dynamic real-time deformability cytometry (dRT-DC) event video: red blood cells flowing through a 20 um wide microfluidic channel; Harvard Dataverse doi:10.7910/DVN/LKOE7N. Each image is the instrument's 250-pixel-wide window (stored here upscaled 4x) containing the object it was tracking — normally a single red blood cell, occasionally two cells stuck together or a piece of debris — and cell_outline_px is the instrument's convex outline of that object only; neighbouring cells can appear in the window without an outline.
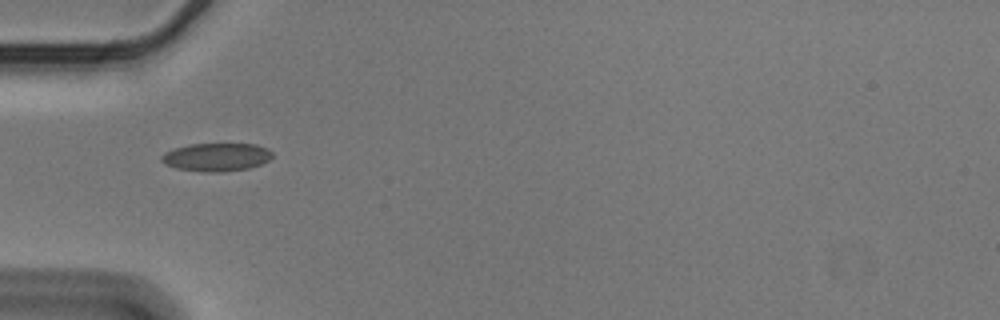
{"species": "Egyptian fruit bat (a non-hibernating species)", "species_latin": "Rousettus aegyptiacus", "temperature_condition": "cold", "stored_images_in_passage": 39, "camera_frame_rate_fps": 3000, "um_per_image_px": 0.085, "animal": {"sex": "male"}, "frame": {"image": 1, "passage_image": 1, "time_ms": 0.0, "image_size_px": [1000, 320], "cell_outline_px": [[272, 156], [268, 160], [260, 164], [248, 168], [224, 172], [204, 172], [176, 168], [164, 164], [160, 160], [160, 156], [164, 152], [176, 148], [192, 144], [256, 144], [268, 148], [272, 152]], "centroid_in_image_um": [18.38, 13.35], "position_along_channel_um": 66.6, "area_um2": 18.21}}
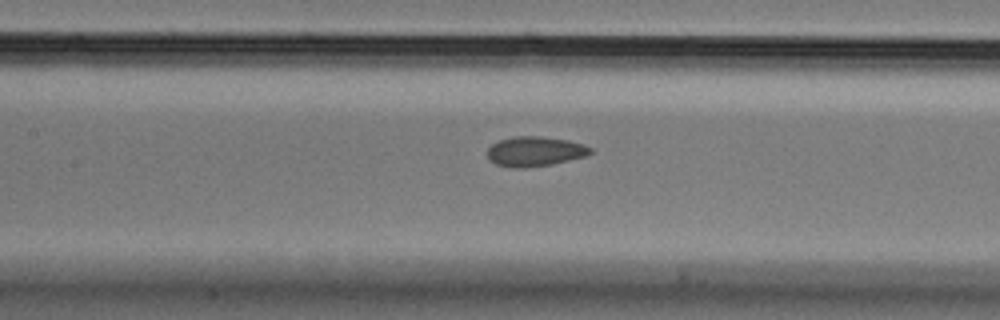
{"frame": {"image": 2, "passage_image": 9, "time_ms": 2.667, "image_size_px": [1000, 320], "cell_outline_px": [[592, 152], [588, 156], [552, 164], [524, 168], [512, 168], [496, 164], [488, 160], [488, 148], [492, 144], [500, 140], [512, 136], [540, 136], [568, 140], [584, 144], [592, 148]], "centroid_in_image_um": [45.48, 12.87], "position_along_channel_um": 161.9, "area_um2": 18.09}}
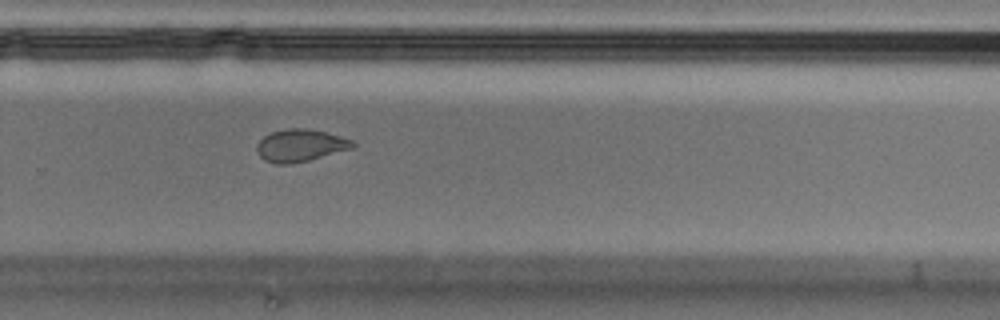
{"frame": {"image": 3, "passage_image": 21, "time_ms": 6.667, "image_size_px": [1000, 320], "cell_outline_px": [[356, 148], [308, 160], [288, 164], [276, 164], [264, 160], [260, 156], [256, 148], [256, 144], [264, 136], [272, 132], [288, 128], [308, 128], [340, 136], [352, 140], [356, 144]], "centroid_in_image_um": [25.55, 12.36], "position_along_channel_um": 304.3, "area_um2": 18.09}, "authors_computed_cell_mechanics": {"area_um2": 18.3226, "velocity_mm_per_s": 3.574, "shape_relaxation_time_tau1_ms": null, "shape_relaxation_time_tau2_ms": 1.4476, "deformation_change_tau1": null, "deformation_change_tau2": 0.0591}}